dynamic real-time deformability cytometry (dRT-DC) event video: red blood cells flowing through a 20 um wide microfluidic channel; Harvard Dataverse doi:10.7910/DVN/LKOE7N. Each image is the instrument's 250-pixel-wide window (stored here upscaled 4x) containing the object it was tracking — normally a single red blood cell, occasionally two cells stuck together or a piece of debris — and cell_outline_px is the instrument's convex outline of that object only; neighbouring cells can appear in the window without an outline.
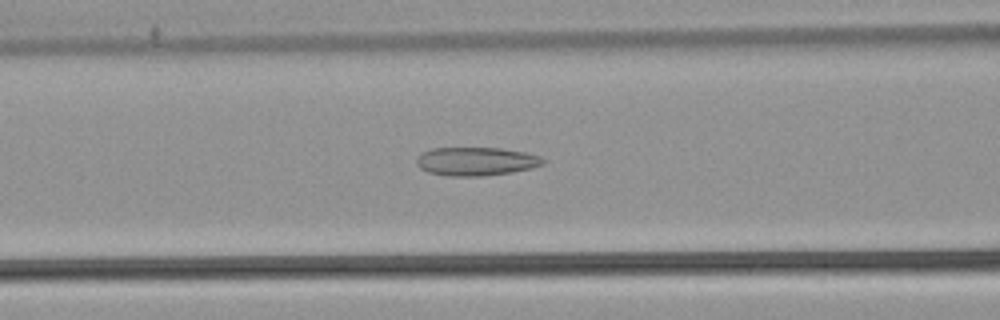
{"species": "common noctule bat (a hibernating species)", "species_latin": "Nyctalus noctula", "temperature_condition": "warm", "stored_images_in_passage": 53, "camera_frame_rate_fps": 3000, "um_per_image_px": 0.085, "animal": {"sex": "male", "body_mass_g": 21.5, "forearm_length_mm": 52.0}, "frame": {"image": 1, "passage_image": 22, "time_ms": 7.0, "image_size_px": [1000, 320], "cell_outline_px": [[544, 164], [532, 168], [512, 172], [484, 176], [448, 176], [428, 172], [420, 168], [416, 164], [416, 156], [420, 152], [432, 148], [500, 148], [524, 152], [540, 156], [544, 160]], "centroid_in_image_um": [40.43, 13.71], "position_along_channel_um": 126.2, "area_um2": 21.15}}
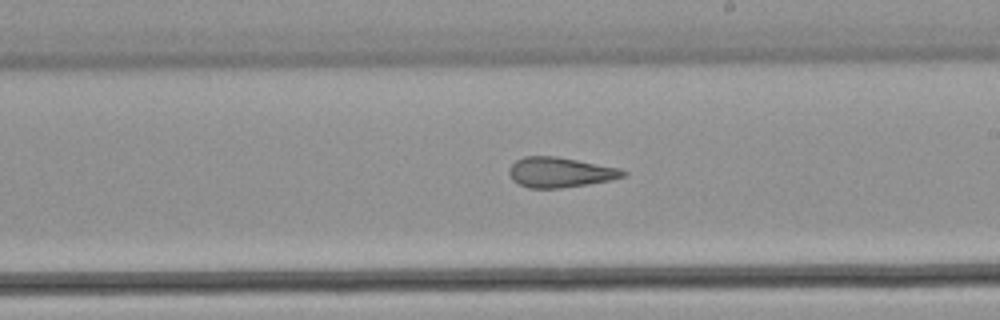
{"frame": {"image": 2, "passage_image": 31, "time_ms": 10.0, "image_size_px": [1000, 320], "cell_outline_px": [[628, 172], [624, 176], [608, 180], [588, 184], [560, 188], [528, 188], [512, 180], [508, 172], [508, 168], [516, 160], [524, 156], [556, 156], [620, 168]], "centroid_in_image_um": [47.57, 14.64], "position_along_channel_um": 241.4, "area_um2": 19.94}}
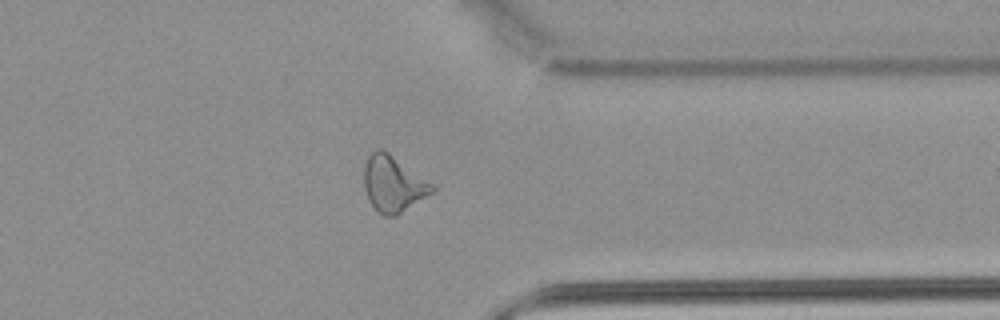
{"frame": {"image": 3, "passage_image": 42, "time_ms": 13.667, "image_size_px": [1000, 320], "cell_outline_px": [[436, 188], [432, 192], [396, 216], [384, 216], [368, 200], [364, 188], [364, 164], [368, 156], [376, 148], [380, 148], [388, 152], [432, 184]], "centroid_in_image_um": [33.38, 15.62], "position_along_channel_um": 378.0, "area_um2": 21.79}, "authors_computed_cell_mechanics": {"area_um2": 22.5998, "velocity_mm_per_s": 3.8432, "shape_relaxation_time_tau1_ms": null, "shape_relaxation_time_tau2_ms": 2.5662, "deformation_change_tau1": null, "deformation_change_tau2": 0.1286}}